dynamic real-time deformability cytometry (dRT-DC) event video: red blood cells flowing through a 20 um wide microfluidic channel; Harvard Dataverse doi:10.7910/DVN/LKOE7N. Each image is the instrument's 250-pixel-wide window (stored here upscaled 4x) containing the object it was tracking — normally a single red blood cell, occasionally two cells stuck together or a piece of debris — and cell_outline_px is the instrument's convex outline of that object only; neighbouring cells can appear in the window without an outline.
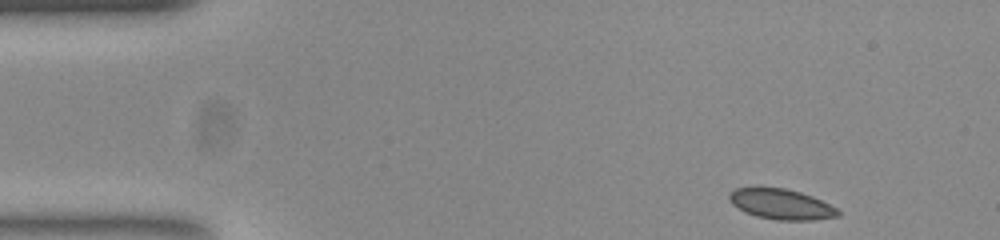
{"species": "common noctule bat (a hibernating species)", "species_latin": "Nyctalus noctula", "temperature_condition": "room temperature", "stored_images_in_passage": 49, "camera_frame_rate_fps": 3000, "um_per_image_px": 0.085, "animal": {"sex": "female", "body_mass_g": 23.0, "forearm_length_mm": 53.4}, "frame": {"image": 1, "passage_image": 1, "time_ms": 0.0, "image_size_px": [1000, 240], "cell_outline_px": [[840, 216], [812, 220], [776, 220], [756, 216], [744, 212], [732, 204], [728, 200], [728, 196], [736, 188], [784, 188], [800, 192], [812, 196], [836, 208], [840, 212]], "centroid_in_image_um": [66.39, 17.37], "position_along_channel_um": 18.6, "area_um2": 19.07}}
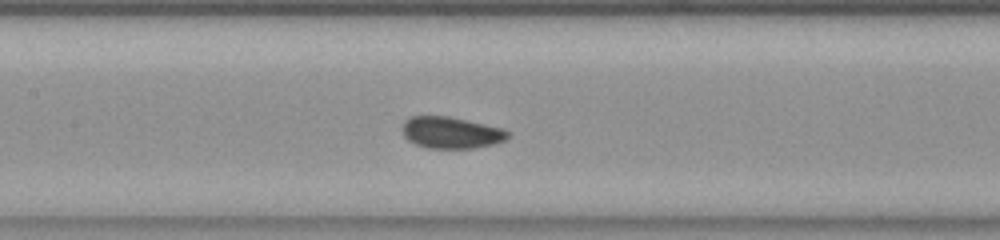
{"frame": {"image": 2, "passage_image": 20, "time_ms": 6.333, "image_size_px": [1000, 240], "cell_outline_px": [[512, 132], [504, 140], [496, 144], [472, 148], [428, 148], [416, 144], [408, 140], [404, 136], [404, 120], [412, 116], [448, 116], [504, 128]], "centroid_in_image_um": [38.39, 11.27], "position_along_channel_um": 169.0, "area_um2": 19.42}}
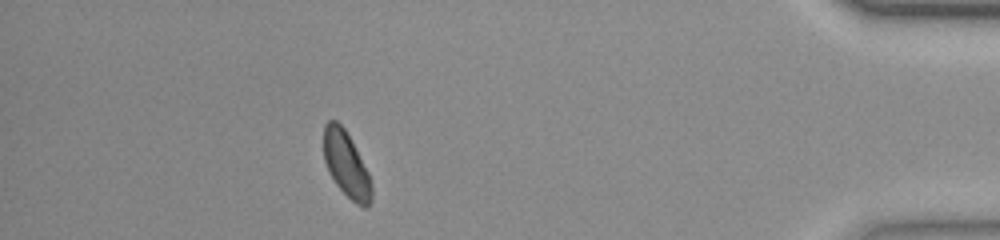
{"frame": {"image": 3, "passage_image": 43, "time_ms": 14.0, "image_size_px": [1000, 240], "cell_outline_px": [[372, 200], [368, 208], [364, 208], [356, 204], [336, 184], [328, 172], [324, 160], [324, 124], [328, 120], [336, 120], [344, 128], [368, 172], [372, 184]], "centroid_in_image_um": [29.43, 14.01], "position_along_channel_um": 405.8, "area_um2": 18.15}, "authors_computed_cell_mechanics": {"area_um2": 19.2474, "velocity_mm_per_s": 3.7906, "shape_relaxation_time_tau1_ms": 6.74, "shape_relaxation_time_tau2_ms": 2.3374, "deformation_change_tau1": 0.0795, "deformation_change_tau2": 0.0386}}